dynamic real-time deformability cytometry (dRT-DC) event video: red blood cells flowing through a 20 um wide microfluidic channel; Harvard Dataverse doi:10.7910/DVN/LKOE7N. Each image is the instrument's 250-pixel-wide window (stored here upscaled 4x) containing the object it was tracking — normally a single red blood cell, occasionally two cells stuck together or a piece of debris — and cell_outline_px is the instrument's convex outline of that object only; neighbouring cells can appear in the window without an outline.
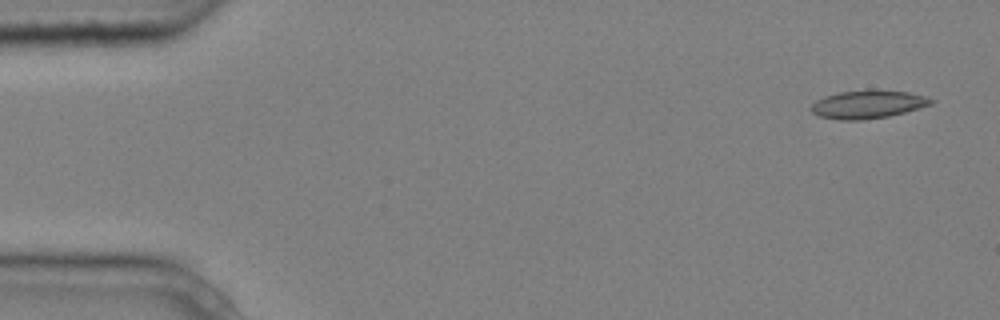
{"species": "common noctule bat (a hibernating species)", "species_latin": "Nyctalus noctula", "temperature_condition": "cold", "stored_images_in_passage": 4, "camera_frame_rate_fps": 3000, "um_per_image_px": 0.085, "animal": {"sex": "male", "body_mass_g": 20.4}, "frame": {"image": 1, "passage_image": 1, "time_ms": 0.0, "image_size_px": [1000, 320], "cell_outline_px": [[936, 100], [932, 104], [920, 108], [888, 116], [860, 120], [840, 120], [820, 116], [812, 112], [812, 104], [816, 100], [824, 96], [840, 92], [908, 92], [928, 96]], "centroid_in_image_um": [73.79, 8.9], "position_along_channel_um": 11.2, "area_um2": 18.96}}
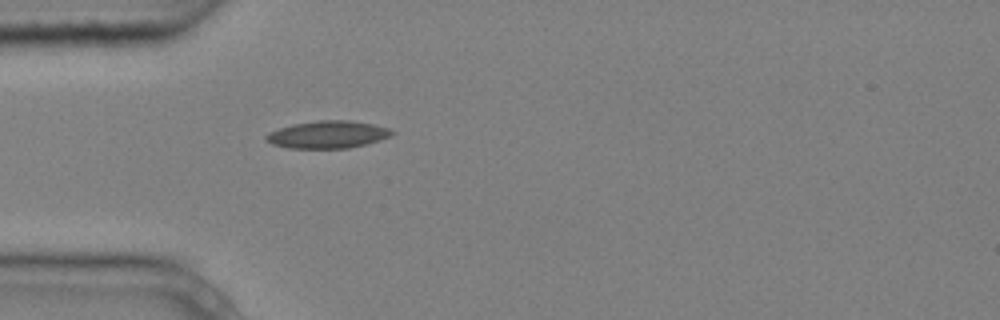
{"frame": {"image": 2, "passage_image": 4, "time_ms": 1.0, "image_size_px": [1000, 320], "cell_outline_px": [[396, 132], [380, 140], [348, 148], [288, 148], [272, 144], [264, 140], [264, 136], [268, 132], [292, 124], [320, 120], [348, 120], [372, 124], [388, 128]], "centroid_in_image_um": [27.8, 11.43], "position_along_channel_um": 57.2, "area_um2": 20.0}}